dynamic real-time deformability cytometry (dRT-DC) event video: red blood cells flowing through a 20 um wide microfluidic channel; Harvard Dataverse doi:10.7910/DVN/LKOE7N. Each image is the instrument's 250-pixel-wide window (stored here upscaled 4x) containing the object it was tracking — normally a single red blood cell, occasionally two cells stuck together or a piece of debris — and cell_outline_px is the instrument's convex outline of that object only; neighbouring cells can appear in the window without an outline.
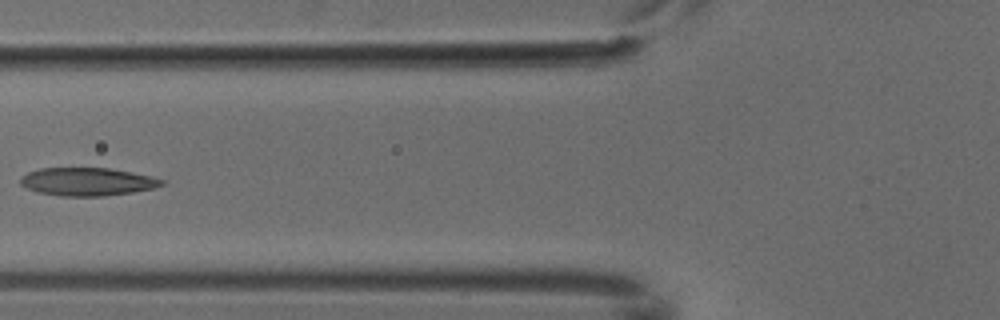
{"species": "common noctule bat (a hibernating species)", "species_latin": "Nyctalus noctula", "temperature_condition": "cold", "stored_images_in_passage": 5, "camera_frame_rate_fps": 3000, "um_per_image_px": 0.085, "animal": {"sex": "male", "body_mass_g": 18.8}, "frame": {"image": 1, "passage_image": 5, "time_ms": 1.333, "image_size_px": [1000, 320], "cell_outline_px": [[168, 184], [156, 188], [132, 192], [104, 196], [60, 196], [36, 192], [20, 184], [20, 176], [28, 172], [40, 168], [112, 168], [152, 176], [164, 180]], "centroid_in_image_um": [7.46, 15.44], "position_along_channel_um": 118.3, "area_um2": 23.41}}